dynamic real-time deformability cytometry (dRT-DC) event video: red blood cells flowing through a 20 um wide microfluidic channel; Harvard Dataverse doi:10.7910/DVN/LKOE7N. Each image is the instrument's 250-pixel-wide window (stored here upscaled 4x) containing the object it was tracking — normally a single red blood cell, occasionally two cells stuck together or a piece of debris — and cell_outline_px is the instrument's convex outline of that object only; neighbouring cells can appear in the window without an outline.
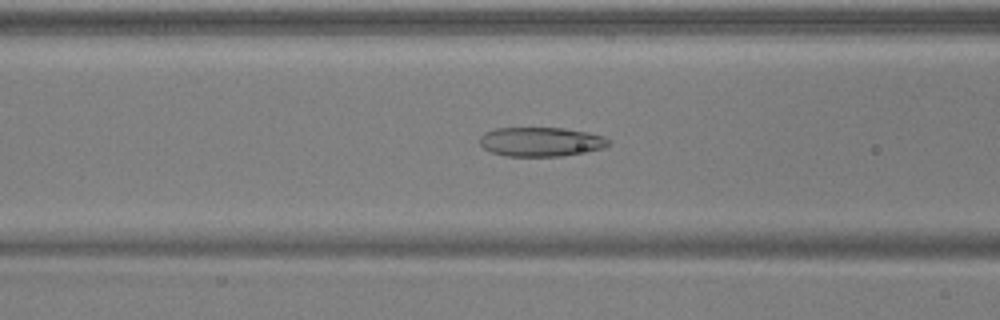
{"species": "common noctule bat (a hibernating species)", "species_latin": "Nyctalus noctula", "temperature_condition": "warm", "stored_images_in_passage": 48, "camera_frame_rate_fps": 3000, "um_per_image_px": 0.085, "animal": {"sex": "male", "body_mass_g": 17.9, "forearm_length_mm": 54.2}, "frame": {"image": 1, "passage_image": 20, "time_ms": 6.333, "image_size_px": [1000, 320], "cell_outline_px": [[608, 144], [604, 148], [588, 152], [560, 156], [508, 156], [492, 152], [484, 148], [480, 144], [480, 136], [484, 132], [496, 128], [564, 128], [588, 132], [604, 136], [608, 140]], "centroid_in_image_um": [45.98, 12.05], "position_along_channel_um": 120.6, "area_um2": 21.96}}
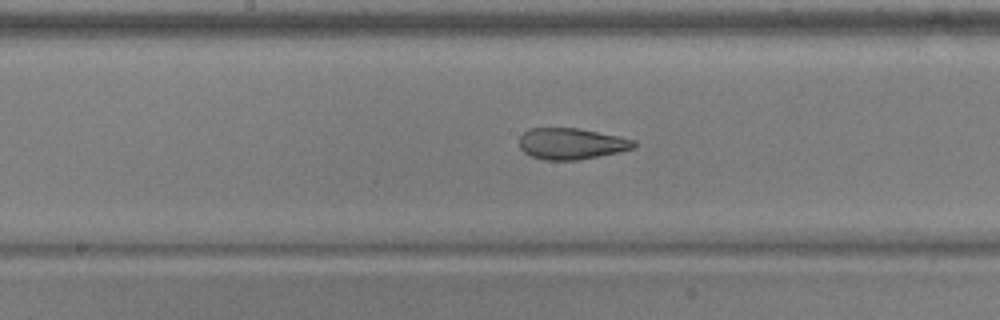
{"frame": {"image": 2, "passage_image": 26, "time_ms": 8.333, "image_size_px": [1000, 320], "cell_outline_px": [[636, 144], [632, 148], [620, 152], [576, 160], [544, 160], [532, 156], [524, 152], [520, 148], [520, 136], [524, 132], [532, 128], [576, 128], [620, 136], [636, 140]], "centroid_in_image_um": [48.57, 12.21], "position_along_channel_um": 199.6, "area_um2": 20.75}}
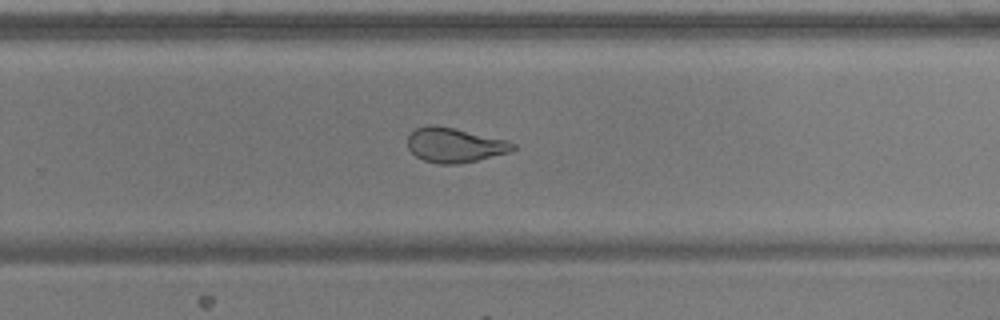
{"frame": {"image": 3, "passage_image": 33, "time_ms": 10.667, "image_size_px": [1000, 320], "cell_outline_px": [[516, 148], [512, 152], [476, 160], [456, 164], [440, 164], [424, 160], [416, 156], [408, 148], [408, 136], [416, 128], [428, 124], [432, 124], [452, 128], [508, 140], [516, 144]], "centroid_in_image_um": [38.66, 12.33], "position_along_channel_um": 291.1, "area_um2": 21.15}, "authors_computed_cell_mechanics": {"area_um2": 21.5016, "velocity_mm_per_s": 3.9421, "shape_relaxation_time_tau1_ms": null, "shape_relaxation_time_tau2_ms": 1.887, "deformation_change_tau1": null, "deformation_change_tau2": 0.078}}